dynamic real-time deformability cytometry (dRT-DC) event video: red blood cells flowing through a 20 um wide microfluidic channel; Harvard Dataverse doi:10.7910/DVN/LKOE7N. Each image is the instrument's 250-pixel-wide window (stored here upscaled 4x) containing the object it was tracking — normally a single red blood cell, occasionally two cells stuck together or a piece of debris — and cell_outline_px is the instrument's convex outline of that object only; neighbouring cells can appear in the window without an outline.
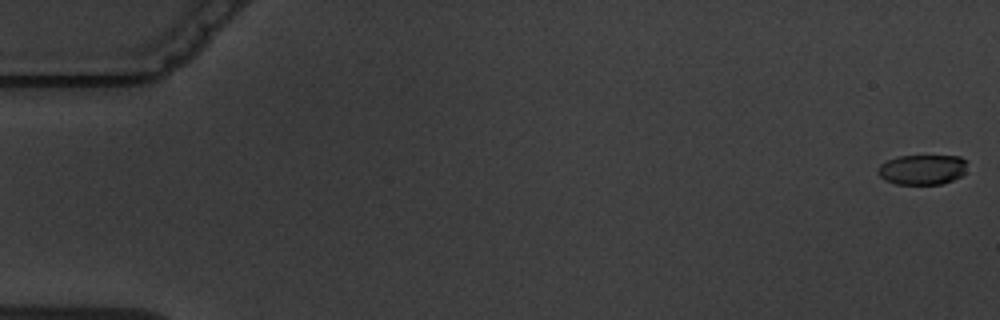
{"species": "common noctule bat (a hibernating species)", "species_latin": "Nyctalus noctula", "temperature_condition": "warm", "stored_images_in_passage": 8, "camera_frame_rate_fps": 3000, "um_per_image_px": 0.085, "animal": {"sex": "male", "body_mass_g": 19.5, "forearm_length_mm": 54.6}, "frame": {"image": 1, "passage_image": 1, "time_ms": 0.0, "image_size_px": [1000, 320], "cell_outline_px": [[968, 160], [964, 172], [960, 176], [952, 180], [940, 184], [896, 184], [884, 180], [880, 176], [880, 164], [888, 160], [900, 156], [960, 156]], "centroid_in_image_um": [78.43, 14.41], "position_along_channel_um": 6.6, "area_um2": 15.49}}
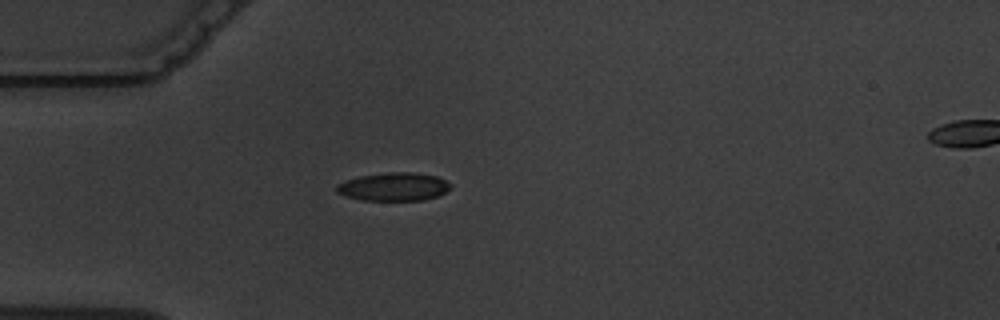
{"frame": {"image": 2, "passage_image": 5, "time_ms": 5.333, "image_size_px": [1000, 320], "cell_outline_px": [[452, 188], [440, 196], [424, 200], [364, 200], [348, 196], [336, 192], [336, 184], [360, 176], [388, 172], [412, 172], [436, 176], [452, 184]], "centroid_in_image_um": [33.53, 15.87], "position_along_channel_um": 51.5, "area_um2": 18.73}}